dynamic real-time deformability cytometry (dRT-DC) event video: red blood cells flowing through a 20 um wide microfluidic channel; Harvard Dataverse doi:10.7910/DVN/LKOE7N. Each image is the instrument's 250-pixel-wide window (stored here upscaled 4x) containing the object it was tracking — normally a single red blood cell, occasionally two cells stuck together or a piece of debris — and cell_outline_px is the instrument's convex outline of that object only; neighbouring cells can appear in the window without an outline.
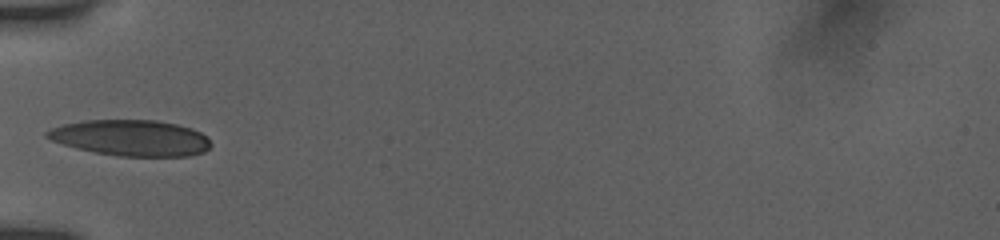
{"species": "human", "species_latin": "Homo sapiens", "temperature_condition": "room temperature", "stored_images_in_passage": 6, "camera_frame_rate_fps": 3000, "um_per_image_px": 0.085, "donor": {"sex": "female"}, "frame": {"image": 1, "passage_image": 1, "time_ms": 0.0, "image_size_px": [1000, 240], "cell_outline_px": [[212, 144], [204, 152], [192, 156], [116, 156], [76, 148], [52, 140], [44, 136], [44, 132], [52, 128], [64, 124], [84, 120], [156, 120], [176, 124], [192, 128], [200, 132]], "centroid_in_image_um": [11.13, 11.72], "position_along_channel_um": 73.9, "area_um2": 34.28}}